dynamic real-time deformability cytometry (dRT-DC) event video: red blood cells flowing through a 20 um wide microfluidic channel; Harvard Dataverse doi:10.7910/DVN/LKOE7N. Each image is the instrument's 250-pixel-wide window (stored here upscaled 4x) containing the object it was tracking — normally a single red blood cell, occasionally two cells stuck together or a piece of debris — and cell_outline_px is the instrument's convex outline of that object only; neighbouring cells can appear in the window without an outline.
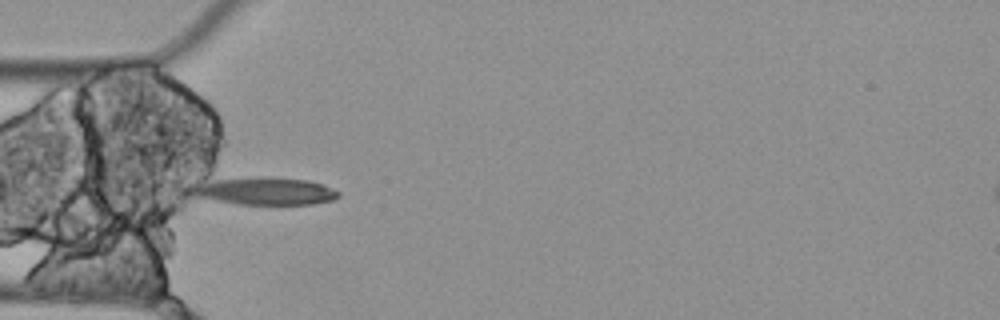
{"species": "Egyptian fruit bat (a non-hibernating species)", "species_latin": "Rousettus aegyptiacus", "temperature_condition": "cold", "stored_images_in_passage": 4, "camera_frame_rate_fps": 3000, "um_per_image_px": 0.085, "animal": {"sex": "female"}, "frame": {"image": 1, "passage_image": 1, "time_ms": 0.0, "image_size_px": [1000, 320], "cell_outline_px": [[340, 196], [336, 200], [312, 204], [240, 204], [216, 200], [196, 196], [196, 192], [200, 188], [216, 180], [308, 180], [320, 184], [340, 192]], "centroid_in_image_um": [22.8, 16.32], "position_along_channel_um": 62.2, "area_um2": 21.15}}
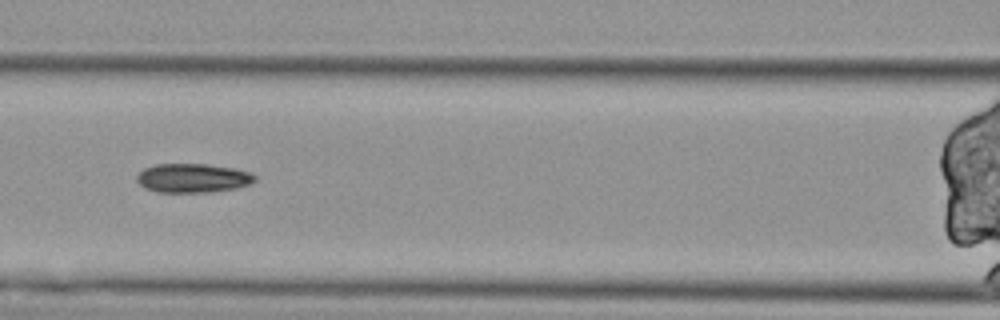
{"frame": {"image": 2, "passage_image": 3, "time_ms": 0.667, "image_size_px": [1000, 320], "cell_outline_px": [[256, 180], [248, 184], [236, 188], [212, 192], [156, 192], [144, 188], [136, 180], [136, 176], [144, 168], [156, 164], [208, 164], [232, 168], [252, 172], [256, 176]], "centroid_in_image_um": [16.38, 15.14], "position_along_channel_um": 150.2, "area_um2": 20.06}}
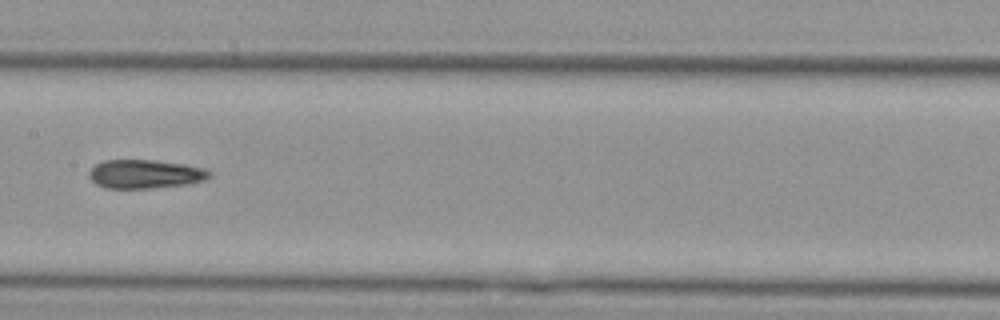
{"frame": {"image": 3, "passage_image": 4, "time_ms": 1.0, "image_size_px": [1000, 320], "cell_outline_px": [[212, 176], [204, 180], [184, 184], [152, 188], [104, 188], [96, 184], [88, 176], [88, 172], [96, 164], [104, 160], [156, 160], [184, 164], [204, 168], [212, 172]], "centroid_in_image_um": [12.33, 14.79], "position_along_channel_um": 195.1, "area_um2": 20.17}}